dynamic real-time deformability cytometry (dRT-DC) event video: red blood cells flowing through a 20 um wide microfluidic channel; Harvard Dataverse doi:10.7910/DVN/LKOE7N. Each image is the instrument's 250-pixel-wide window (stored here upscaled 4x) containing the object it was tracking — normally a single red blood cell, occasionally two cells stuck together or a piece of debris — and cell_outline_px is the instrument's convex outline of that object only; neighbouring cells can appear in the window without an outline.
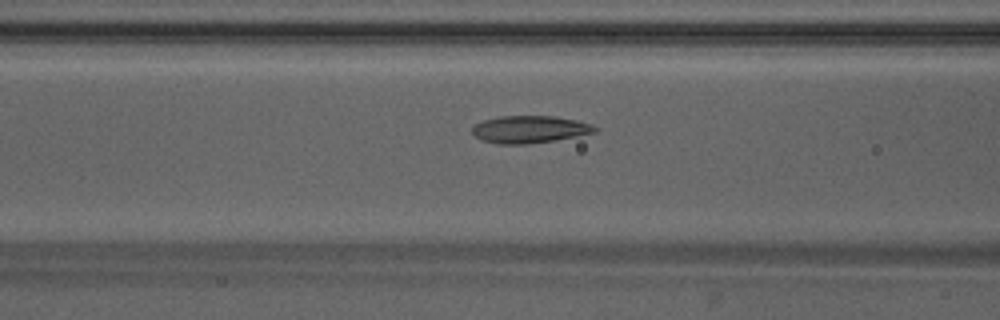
{"species": "Egyptian fruit bat (a non-hibernating species)", "species_latin": "Rousettus aegyptiacus", "temperature_condition": "warm", "stored_images_in_passage": 27, "camera_frame_rate_fps": 3000, "um_per_image_px": 0.085, "animal": {"sex": "male"}, "frame": {"image": 1, "passage_image": 4, "time_ms": 1.0, "image_size_px": [1000, 320], "cell_outline_px": [[600, 128], [596, 132], [576, 136], [552, 140], [524, 144], [500, 144], [480, 140], [472, 132], [472, 128], [476, 124], [484, 120], [500, 116], [556, 116], [576, 120], [592, 124]], "centroid_in_image_um": [45.04, 10.99], "position_along_channel_um": 121.6, "area_um2": 19.42}}
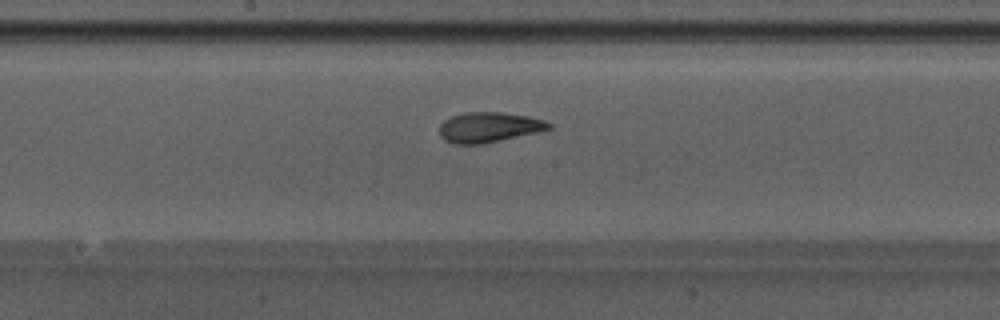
{"frame": {"image": 2, "passage_image": 10, "time_ms": 3.0, "image_size_px": [1000, 320], "cell_outline_px": [[552, 128], [536, 132], [480, 144], [452, 144], [444, 140], [440, 136], [440, 124], [444, 120], [452, 116], [464, 112], [500, 112], [528, 116], [544, 120], [552, 124]], "centroid_in_image_um": [41.52, 10.81], "position_along_channel_um": 206.7, "area_um2": 19.07}}
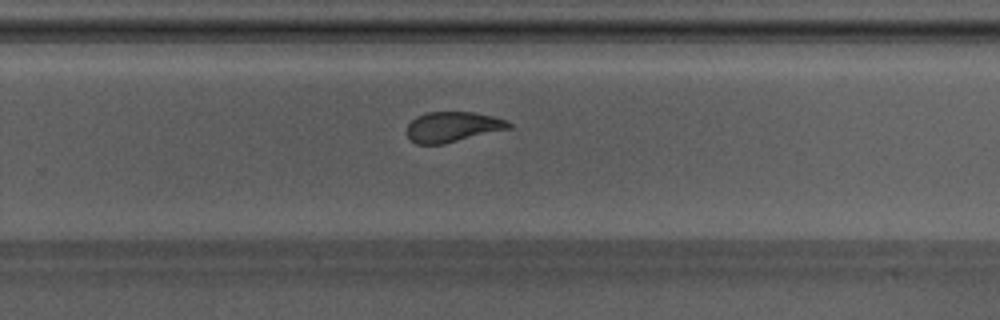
{"frame": {"image": 3, "passage_image": 16, "time_ms": 5.0, "image_size_px": [1000, 320], "cell_outline_px": [[512, 128], [444, 144], [416, 144], [404, 132], [408, 124], [416, 116], [428, 112], [472, 112], [492, 116], [508, 120], [512, 124]], "centroid_in_image_um": [38.47, 10.79], "position_along_channel_um": 291.3, "area_um2": 18.15}}